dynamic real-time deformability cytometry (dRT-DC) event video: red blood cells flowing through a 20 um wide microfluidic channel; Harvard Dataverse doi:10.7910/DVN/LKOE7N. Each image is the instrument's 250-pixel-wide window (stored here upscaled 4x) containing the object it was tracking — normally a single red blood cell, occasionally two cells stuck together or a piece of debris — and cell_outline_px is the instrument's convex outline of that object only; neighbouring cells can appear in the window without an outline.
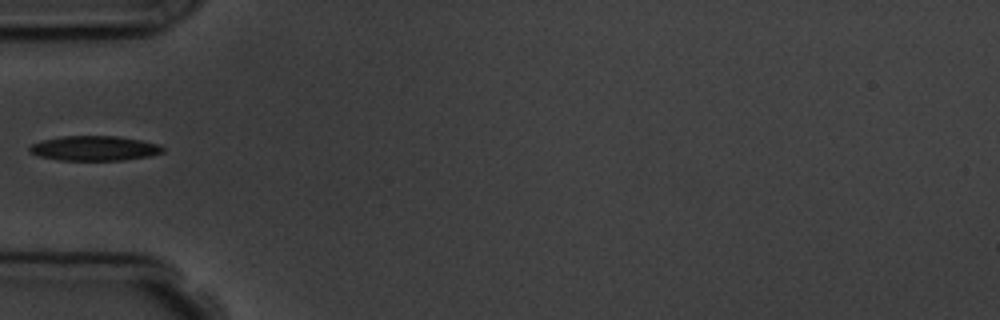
{"species": "common noctule bat (a hibernating species)", "species_latin": "Nyctalus noctula", "temperature_condition": "room temperature", "stored_images_in_passage": 3, "camera_frame_rate_fps": 3000, "um_per_image_px": 0.085, "animal": {"sex": "male", "body_mass_g": 19.5, "forearm_length_mm": 54.6}, "frame": {"image": 1, "passage_image": 2, "time_ms": 1.0, "image_size_px": [1000, 320], "cell_outline_px": [[164, 152], [148, 156], [124, 160], [60, 160], [40, 156], [28, 152], [28, 148], [32, 144], [44, 140], [64, 136], [116, 136], [140, 140], [160, 144], [164, 148]], "centroid_in_image_um": [8.04, 12.6], "position_along_channel_um": 77.0, "area_um2": 19.13}}